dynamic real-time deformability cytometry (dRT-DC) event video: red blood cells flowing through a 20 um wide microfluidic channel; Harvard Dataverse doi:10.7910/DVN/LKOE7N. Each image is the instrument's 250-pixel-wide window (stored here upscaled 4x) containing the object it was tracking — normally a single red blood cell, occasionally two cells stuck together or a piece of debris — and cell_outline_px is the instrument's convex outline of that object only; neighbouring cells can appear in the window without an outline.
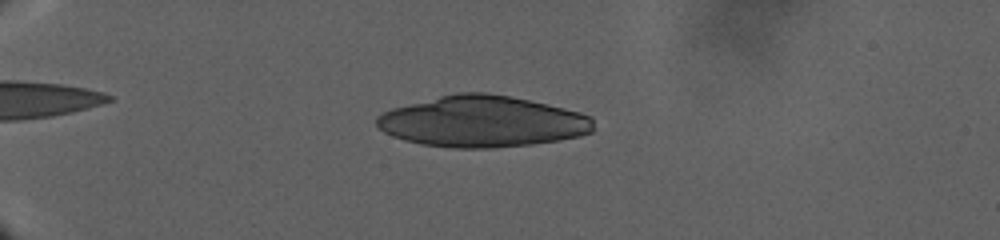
{"species": "human", "species_latin": "Homo sapiens", "temperature_condition": "warm", "stored_images_in_passage": 41, "camera_frame_rate_fps": 3000, "um_per_image_px": 0.085, "donor": {"sex": "male"}, "frame": {"image": 1, "passage_image": 16, "time_ms": 13.667, "image_size_px": [1000, 240], "cell_outline_px": [[596, 128], [592, 132], [580, 136], [560, 140], [532, 144], [496, 148], [452, 148], [420, 144], [404, 140], [392, 136], [384, 132], [376, 124], [376, 116], [392, 108], [456, 92], [484, 92], [508, 96], [548, 104], [580, 112], [592, 116]], "centroid_in_image_um": [41.02, 10.34], "position_along_channel_um": 44.0, "area_um2": 64.97}}
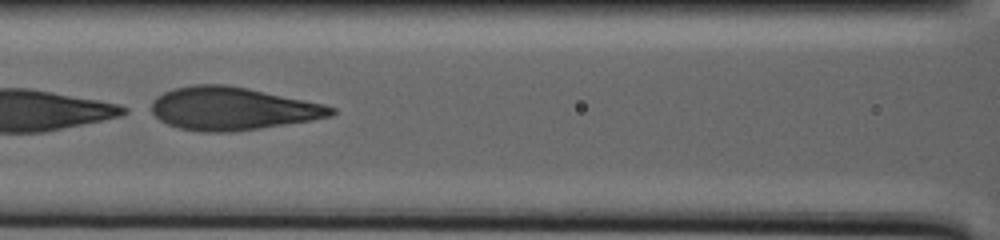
{"frame": {"image": 2, "passage_image": 39, "time_ms": 25.667, "image_size_px": [1000, 240], "cell_outline_px": [[336, 112], [332, 116], [312, 120], [260, 128], [232, 132], [200, 132], [180, 128], [168, 124], [160, 120], [152, 112], [152, 100], [156, 96], [172, 88], [192, 84], [228, 84], [248, 88], [324, 104], [336, 108]], "centroid_in_image_um": [19.74, 9.22], "position_along_channel_um": 146.9, "area_um2": 45.14}}